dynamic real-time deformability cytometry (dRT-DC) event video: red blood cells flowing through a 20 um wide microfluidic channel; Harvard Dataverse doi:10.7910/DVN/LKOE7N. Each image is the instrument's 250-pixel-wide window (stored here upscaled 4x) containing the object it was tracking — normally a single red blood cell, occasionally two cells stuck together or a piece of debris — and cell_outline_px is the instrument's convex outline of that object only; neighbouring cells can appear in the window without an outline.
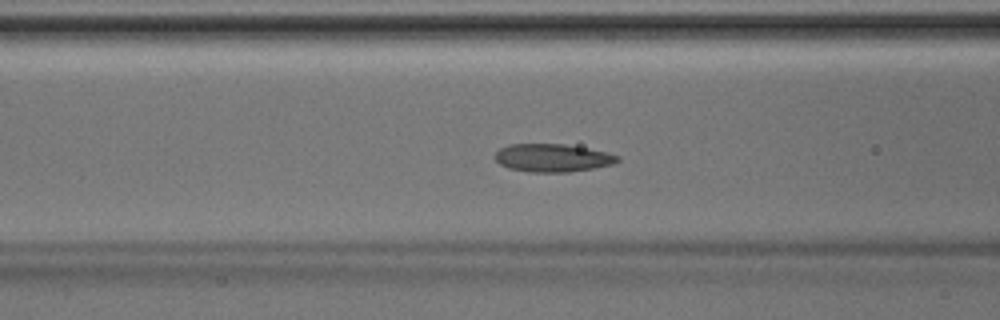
{"species": "Egyptian fruit bat (a non-hibernating species)", "species_latin": "Rousettus aegyptiacus", "temperature_condition": "room temperature", "stored_images_in_passage": 47, "camera_frame_rate_fps": 3000, "um_per_image_px": 0.085, "animal": {"sex": "male"}, "frame": {"image": 1, "passage_image": 18, "time_ms": 5.667, "image_size_px": [1000, 320], "cell_outline_px": [[620, 160], [612, 164], [592, 168], [568, 172], [528, 172], [508, 168], [500, 164], [496, 160], [496, 152], [500, 148], [508, 144], [564, 144], [588, 148], [608, 152], [620, 156]], "centroid_in_image_um": [46.97, 13.41], "position_along_channel_um": 119.6, "area_um2": 20.0}}
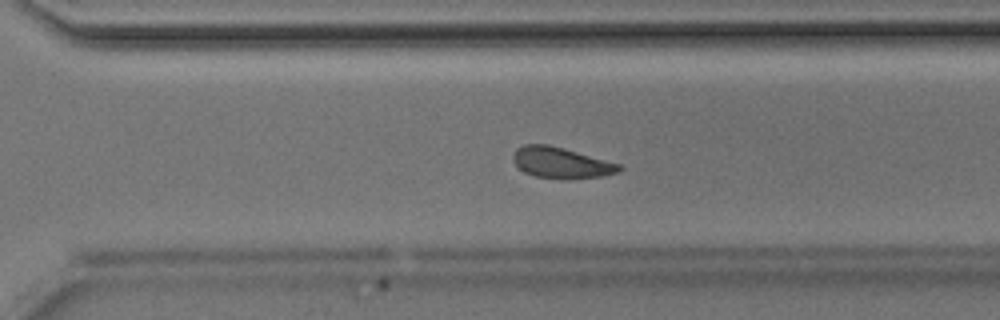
{"frame": {"image": 2, "passage_image": 32, "time_ms": 10.333, "image_size_px": [1000, 320], "cell_outline_px": [[624, 168], [620, 172], [600, 176], [536, 176], [524, 172], [512, 160], [512, 152], [516, 148], [524, 144], [548, 144], [564, 148], [620, 164]], "centroid_in_image_um": [47.66, 13.77], "position_along_channel_um": 322.9, "area_um2": 18.38}}
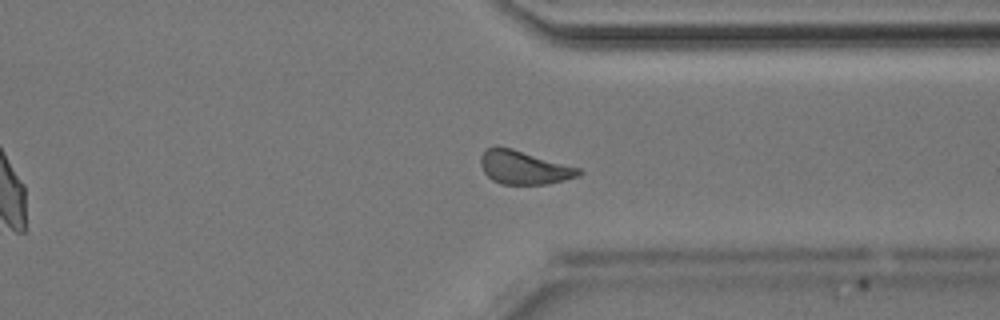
{"frame": {"image": 3, "passage_image": 35, "time_ms": 11.333, "image_size_px": [1000, 320], "cell_outline_px": [[584, 172], [580, 176], [548, 184], [500, 184], [492, 180], [484, 172], [480, 164], [480, 156], [488, 148], [496, 144], [512, 148], [580, 168]], "centroid_in_image_um": [44.53, 14.23], "position_along_channel_um": 366.9, "area_um2": 19.36}}